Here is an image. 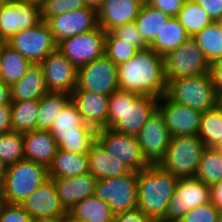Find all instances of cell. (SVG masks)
I'll list each match as a JSON object with an SVG mask.
<instances>
[{
    "mask_svg": "<svg viewBox=\"0 0 222 222\" xmlns=\"http://www.w3.org/2000/svg\"><path fill=\"white\" fill-rule=\"evenodd\" d=\"M117 72L120 90L158 99L166 94L163 56L150 47L139 50L127 62L118 65Z\"/></svg>",
    "mask_w": 222,
    "mask_h": 222,
    "instance_id": "cell-1",
    "label": "cell"
},
{
    "mask_svg": "<svg viewBox=\"0 0 222 222\" xmlns=\"http://www.w3.org/2000/svg\"><path fill=\"white\" fill-rule=\"evenodd\" d=\"M158 98L116 90L109 95L108 128L137 136L147 120L158 109Z\"/></svg>",
    "mask_w": 222,
    "mask_h": 222,
    "instance_id": "cell-2",
    "label": "cell"
},
{
    "mask_svg": "<svg viewBox=\"0 0 222 222\" xmlns=\"http://www.w3.org/2000/svg\"><path fill=\"white\" fill-rule=\"evenodd\" d=\"M178 180L160 165L137 172L138 208L153 222L164 220Z\"/></svg>",
    "mask_w": 222,
    "mask_h": 222,
    "instance_id": "cell-3",
    "label": "cell"
},
{
    "mask_svg": "<svg viewBox=\"0 0 222 222\" xmlns=\"http://www.w3.org/2000/svg\"><path fill=\"white\" fill-rule=\"evenodd\" d=\"M49 132L59 149L76 154H87L96 140V130L83 121L72 100L58 114Z\"/></svg>",
    "mask_w": 222,
    "mask_h": 222,
    "instance_id": "cell-4",
    "label": "cell"
},
{
    "mask_svg": "<svg viewBox=\"0 0 222 222\" xmlns=\"http://www.w3.org/2000/svg\"><path fill=\"white\" fill-rule=\"evenodd\" d=\"M166 81V95L179 104L201 113L218 105L219 97L210 72Z\"/></svg>",
    "mask_w": 222,
    "mask_h": 222,
    "instance_id": "cell-5",
    "label": "cell"
},
{
    "mask_svg": "<svg viewBox=\"0 0 222 222\" xmlns=\"http://www.w3.org/2000/svg\"><path fill=\"white\" fill-rule=\"evenodd\" d=\"M48 179V168L30 159L24 158L7 166V172L1 185L6 202L20 204Z\"/></svg>",
    "mask_w": 222,
    "mask_h": 222,
    "instance_id": "cell-6",
    "label": "cell"
},
{
    "mask_svg": "<svg viewBox=\"0 0 222 222\" xmlns=\"http://www.w3.org/2000/svg\"><path fill=\"white\" fill-rule=\"evenodd\" d=\"M205 148L199 136H172L158 165L178 179L195 177Z\"/></svg>",
    "mask_w": 222,
    "mask_h": 222,
    "instance_id": "cell-7",
    "label": "cell"
},
{
    "mask_svg": "<svg viewBox=\"0 0 222 222\" xmlns=\"http://www.w3.org/2000/svg\"><path fill=\"white\" fill-rule=\"evenodd\" d=\"M95 196L107 202L114 214L138 208L137 172L98 180Z\"/></svg>",
    "mask_w": 222,
    "mask_h": 222,
    "instance_id": "cell-8",
    "label": "cell"
},
{
    "mask_svg": "<svg viewBox=\"0 0 222 222\" xmlns=\"http://www.w3.org/2000/svg\"><path fill=\"white\" fill-rule=\"evenodd\" d=\"M163 59L166 80H176L210 72V64L193 37H190L177 49L167 53Z\"/></svg>",
    "mask_w": 222,
    "mask_h": 222,
    "instance_id": "cell-9",
    "label": "cell"
},
{
    "mask_svg": "<svg viewBox=\"0 0 222 222\" xmlns=\"http://www.w3.org/2000/svg\"><path fill=\"white\" fill-rule=\"evenodd\" d=\"M211 186L191 177L178 180L162 222H178L190 210L211 202Z\"/></svg>",
    "mask_w": 222,
    "mask_h": 222,
    "instance_id": "cell-10",
    "label": "cell"
},
{
    "mask_svg": "<svg viewBox=\"0 0 222 222\" xmlns=\"http://www.w3.org/2000/svg\"><path fill=\"white\" fill-rule=\"evenodd\" d=\"M6 43L33 64H40L48 54L57 49V43L45 21L35 27L20 30Z\"/></svg>",
    "mask_w": 222,
    "mask_h": 222,
    "instance_id": "cell-11",
    "label": "cell"
},
{
    "mask_svg": "<svg viewBox=\"0 0 222 222\" xmlns=\"http://www.w3.org/2000/svg\"><path fill=\"white\" fill-rule=\"evenodd\" d=\"M106 32L98 26L57 44V49L79 69L104 55Z\"/></svg>",
    "mask_w": 222,
    "mask_h": 222,
    "instance_id": "cell-12",
    "label": "cell"
},
{
    "mask_svg": "<svg viewBox=\"0 0 222 222\" xmlns=\"http://www.w3.org/2000/svg\"><path fill=\"white\" fill-rule=\"evenodd\" d=\"M75 89L110 95L119 89L117 65L104 54L80 67Z\"/></svg>",
    "mask_w": 222,
    "mask_h": 222,
    "instance_id": "cell-13",
    "label": "cell"
},
{
    "mask_svg": "<svg viewBox=\"0 0 222 222\" xmlns=\"http://www.w3.org/2000/svg\"><path fill=\"white\" fill-rule=\"evenodd\" d=\"M96 140L107 152L122 160L131 171L138 172L149 166L135 136L107 127L96 130Z\"/></svg>",
    "mask_w": 222,
    "mask_h": 222,
    "instance_id": "cell-14",
    "label": "cell"
},
{
    "mask_svg": "<svg viewBox=\"0 0 222 222\" xmlns=\"http://www.w3.org/2000/svg\"><path fill=\"white\" fill-rule=\"evenodd\" d=\"M141 153L149 165H158L168 149L171 135L157 109L136 136Z\"/></svg>",
    "mask_w": 222,
    "mask_h": 222,
    "instance_id": "cell-15",
    "label": "cell"
},
{
    "mask_svg": "<svg viewBox=\"0 0 222 222\" xmlns=\"http://www.w3.org/2000/svg\"><path fill=\"white\" fill-rule=\"evenodd\" d=\"M48 92L71 95L77 84V68L58 49L48 54L40 63Z\"/></svg>",
    "mask_w": 222,
    "mask_h": 222,
    "instance_id": "cell-16",
    "label": "cell"
},
{
    "mask_svg": "<svg viewBox=\"0 0 222 222\" xmlns=\"http://www.w3.org/2000/svg\"><path fill=\"white\" fill-rule=\"evenodd\" d=\"M158 110L172 136H198L202 113L171 100L166 94L159 98Z\"/></svg>",
    "mask_w": 222,
    "mask_h": 222,
    "instance_id": "cell-17",
    "label": "cell"
},
{
    "mask_svg": "<svg viewBox=\"0 0 222 222\" xmlns=\"http://www.w3.org/2000/svg\"><path fill=\"white\" fill-rule=\"evenodd\" d=\"M42 22L41 10L19 0H11L0 7V37L9 40L20 30Z\"/></svg>",
    "mask_w": 222,
    "mask_h": 222,
    "instance_id": "cell-18",
    "label": "cell"
},
{
    "mask_svg": "<svg viewBox=\"0 0 222 222\" xmlns=\"http://www.w3.org/2000/svg\"><path fill=\"white\" fill-rule=\"evenodd\" d=\"M46 23L58 44L64 39L73 37L74 35L96 29L98 27L97 11L85 7L51 17Z\"/></svg>",
    "mask_w": 222,
    "mask_h": 222,
    "instance_id": "cell-19",
    "label": "cell"
},
{
    "mask_svg": "<svg viewBox=\"0 0 222 222\" xmlns=\"http://www.w3.org/2000/svg\"><path fill=\"white\" fill-rule=\"evenodd\" d=\"M70 97L87 125L95 130L108 127L109 95L74 89Z\"/></svg>",
    "mask_w": 222,
    "mask_h": 222,
    "instance_id": "cell-20",
    "label": "cell"
},
{
    "mask_svg": "<svg viewBox=\"0 0 222 222\" xmlns=\"http://www.w3.org/2000/svg\"><path fill=\"white\" fill-rule=\"evenodd\" d=\"M20 205L33 220L66 214L51 178L35 189Z\"/></svg>",
    "mask_w": 222,
    "mask_h": 222,
    "instance_id": "cell-21",
    "label": "cell"
},
{
    "mask_svg": "<svg viewBox=\"0 0 222 222\" xmlns=\"http://www.w3.org/2000/svg\"><path fill=\"white\" fill-rule=\"evenodd\" d=\"M145 3V0H103L97 10V21L105 32L115 27L132 23Z\"/></svg>",
    "mask_w": 222,
    "mask_h": 222,
    "instance_id": "cell-22",
    "label": "cell"
},
{
    "mask_svg": "<svg viewBox=\"0 0 222 222\" xmlns=\"http://www.w3.org/2000/svg\"><path fill=\"white\" fill-rule=\"evenodd\" d=\"M97 181L90 172L75 177L53 179L60 204L66 212L81 200L95 195Z\"/></svg>",
    "mask_w": 222,
    "mask_h": 222,
    "instance_id": "cell-23",
    "label": "cell"
},
{
    "mask_svg": "<svg viewBox=\"0 0 222 222\" xmlns=\"http://www.w3.org/2000/svg\"><path fill=\"white\" fill-rule=\"evenodd\" d=\"M87 154L89 172L98 180L114 178L131 172L122 160L107 152L97 140L91 144Z\"/></svg>",
    "mask_w": 222,
    "mask_h": 222,
    "instance_id": "cell-24",
    "label": "cell"
},
{
    "mask_svg": "<svg viewBox=\"0 0 222 222\" xmlns=\"http://www.w3.org/2000/svg\"><path fill=\"white\" fill-rule=\"evenodd\" d=\"M24 158L48 168L58 146L49 130H33L23 133Z\"/></svg>",
    "mask_w": 222,
    "mask_h": 222,
    "instance_id": "cell-25",
    "label": "cell"
},
{
    "mask_svg": "<svg viewBox=\"0 0 222 222\" xmlns=\"http://www.w3.org/2000/svg\"><path fill=\"white\" fill-rule=\"evenodd\" d=\"M10 87L12 102L40 100L48 92L42 65L32 63L25 76Z\"/></svg>",
    "mask_w": 222,
    "mask_h": 222,
    "instance_id": "cell-26",
    "label": "cell"
},
{
    "mask_svg": "<svg viewBox=\"0 0 222 222\" xmlns=\"http://www.w3.org/2000/svg\"><path fill=\"white\" fill-rule=\"evenodd\" d=\"M88 172V154H76L59 148L48 167V175L51 179L75 177Z\"/></svg>",
    "mask_w": 222,
    "mask_h": 222,
    "instance_id": "cell-27",
    "label": "cell"
},
{
    "mask_svg": "<svg viewBox=\"0 0 222 222\" xmlns=\"http://www.w3.org/2000/svg\"><path fill=\"white\" fill-rule=\"evenodd\" d=\"M31 62L7 43L0 53V79L9 86L22 79Z\"/></svg>",
    "mask_w": 222,
    "mask_h": 222,
    "instance_id": "cell-28",
    "label": "cell"
},
{
    "mask_svg": "<svg viewBox=\"0 0 222 222\" xmlns=\"http://www.w3.org/2000/svg\"><path fill=\"white\" fill-rule=\"evenodd\" d=\"M189 38L190 36L179 22V19L171 17L149 47L164 57L167 53L177 49Z\"/></svg>",
    "mask_w": 222,
    "mask_h": 222,
    "instance_id": "cell-29",
    "label": "cell"
},
{
    "mask_svg": "<svg viewBox=\"0 0 222 222\" xmlns=\"http://www.w3.org/2000/svg\"><path fill=\"white\" fill-rule=\"evenodd\" d=\"M72 216L85 222H114L115 214L107 202L95 195L81 200L69 211Z\"/></svg>",
    "mask_w": 222,
    "mask_h": 222,
    "instance_id": "cell-30",
    "label": "cell"
},
{
    "mask_svg": "<svg viewBox=\"0 0 222 222\" xmlns=\"http://www.w3.org/2000/svg\"><path fill=\"white\" fill-rule=\"evenodd\" d=\"M170 18L171 16L145 2L134 23L145 42L150 45Z\"/></svg>",
    "mask_w": 222,
    "mask_h": 222,
    "instance_id": "cell-31",
    "label": "cell"
},
{
    "mask_svg": "<svg viewBox=\"0 0 222 222\" xmlns=\"http://www.w3.org/2000/svg\"><path fill=\"white\" fill-rule=\"evenodd\" d=\"M12 131L26 133L37 129L39 100L11 102Z\"/></svg>",
    "mask_w": 222,
    "mask_h": 222,
    "instance_id": "cell-32",
    "label": "cell"
},
{
    "mask_svg": "<svg viewBox=\"0 0 222 222\" xmlns=\"http://www.w3.org/2000/svg\"><path fill=\"white\" fill-rule=\"evenodd\" d=\"M70 100L71 97L68 94L47 92L39 100L37 130H49L58 114Z\"/></svg>",
    "mask_w": 222,
    "mask_h": 222,
    "instance_id": "cell-33",
    "label": "cell"
},
{
    "mask_svg": "<svg viewBox=\"0 0 222 222\" xmlns=\"http://www.w3.org/2000/svg\"><path fill=\"white\" fill-rule=\"evenodd\" d=\"M198 136L206 147L222 146V108L219 105L202 113Z\"/></svg>",
    "mask_w": 222,
    "mask_h": 222,
    "instance_id": "cell-34",
    "label": "cell"
},
{
    "mask_svg": "<svg viewBox=\"0 0 222 222\" xmlns=\"http://www.w3.org/2000/svg\"><path fill=\"white\" fill-rule=\"evenodd\" d=\"M195 178L210 186L222 180V148L204 149Z\"/></svg>",
    "mask_w": 222,
    "mask_h": 222,
    "instance_id": "cell-35",
    "label": "cell"
},
{
    "mask_svg": "<svg viewBox=\"0 0 222 222\" xmlns=\"http://www.w3.org/2000/svg\"><path fill=\"white\" fill-rule=\"evenodd\" d=\"M193 39L210 65L222 59V31L216 22L207 25L202 31L195 34Z\"/></svg>",
    "mask_w": 222,
    "mask_h": 222,
    "instance_id": "cell-36",
    "label": "cell"
},
{
    "mask_svg": "<svg viewBox=\"0 0 222 222\" xmlns=\"http://www.w3.org/2000/svg\"><path fill=\"white\" fill-rule=\"evenodd\" d=\"M177 18L190 37H193L213 22L208 13L194 0L185 1Z\"/></svg>",
    "mask_w": 222,
    "mask_h": 222,
    "instance_id": "cell-37",
    "label": "cell"
},
{
    "mask_svg": "<svg viewBox=\"0 0 222 222\" xmlns=\"http://www.w3.org/2000/svg\"><path fill=\"white\" fill-rule=\"evenodd\" d=\"M0 159L6 166L24 159L23 133L11 131L0 135Z\"/></svg>",
    "mask_w": 222,
    "mask_h": 222,
    "instance_id": "cell-38",
    "label": "cell"
},
{
    "mask_svg": "<svg viewBox=\"0 0 222 222\" xmlns=\"http://www.w3.org/2000/svg\"><path fill=\"white\" fill-rule=\"evenodd\" d=\"M139 50L122 39L113 37L106 32L104 54L117 66L127 62Z\"/></svg>",
    "mask_w": 222,
    "mask_h": 222,
    "instance_id": "cell-39",
    "label": "cell"
},
{
    "mask_svg": "<svg viewBox=\"0 0 222 222\" xmlns=\"http://www.w3.org/2000/svg\"><path fill=\"white\" fill-rule=\"evenodd\" d=\"M85 7L86 5L83 0H47L41 9V18L42 21L46 22L51 17Z\"/></svg>",
    "mask_w": 222,
    "mask_h": 222,
    "instance_id": "cell-40",
    "label": "cell"
},
{
    "mask_svg": "<svg viewBox=\"0 0 222 222\" xmlns=\"http://www.w3.org/2000/svg\"><path fill=\"white\" fill-rule=\"evenodd\" d=\"M109 33L115 38L129 42V44H132V46H135L138 50L149 47L134 22L115 27L111 29Z\"/></svg>",
    "mask_w": 222,
    "mask_h": 222,
    "instance_id": "cell-41",
    "label": "cell"
},
{
    "mask_svg": "<svg viewBox=\"0 0 222 222\" xmlns=\"http://www.w3.org/2000/svg\"><path fill=\"white\" fill-rule=\"evenodd\" d=\"M220 210L211 202L190 210L178 222H218Z\"/></svg>",
    "mask_w": 222,
    "mask_h": 222,
    "instance_id": "cell-42",
    "label": "cell"
},
{
    "mask_svg": "<svg viewBox=\"0 0 222 222\" xmlns=\"http://www.w3.org/2000/svg\"><path fill=\"white\" fill-rule=\"evenodd\" d=\"M32 220L20 204L7 203L0 212V222H32Z\"/></svg>",
    "mask_w": 222,
    "mask_h": 222,
    "instance_id": "cell-43",
    "label": "cell"
},
{
    "mask_svg": "<svg viewBox=\"0 0 222 222\" xmlns=\"http://www.w3.org/2000/svg\"><path fill=\"white\" fill-rule=\"evenodd\" d=\"M186 0H145V2L171 17H177Z\"/></svg>",
    "mask_w": 222,
    "mask_h": 222,
    "instance_id": "cell-44",
    "label": "cell"
},
{
    "mask_svg": "<svg viewBox=\"0 0 222 222\" xmlns=\"http://www.w3.org/2000/svg\"><path fill=\"white\" fill-rule=\"evenodd\" d=\"M114 222H153L139 208L115 214Z\"/></svg>",
    "mask_w": 222,
    "mask_h": 222,
    "instance_id": "cell-45",
    "label": "cell"
},
{
    "mask_svg": "<svg viewBox=\"0 0 222 222\" xmlns=\"http://www.w3.org/2000/svg\"><path fill=\"white\" fill-rule=\"evenodd\" d=\"M209 15L211 20L215 22L222 17V0H194Z\"/></svg>",
    "mask_w": 222,
    "mask_h": 222,
    "instance_id": "cell-46",
    "label": "cell"
},
{
    "mask_svg": "<svg viewBox=\"0 0 222 222\" xmlns=\"http://www.w3.org/2000/svg\"><path fill=\"white\" fill-rule=\"evenodd\" d=\"M210 74L215 91L219 97L222 95V59L217 60L210 65Z\"/></svg>",
    "mask_w": 222,
    "mask_h": 222,
    "instance_id": "cell-47",
    "label": "cell"
},
{
    "mask_svg": "<svg viewBox=\"0 0 222 222\" xmlns=\"http://www.w3.org/2000/svg\"><path fill=\"white\" fill-rule=\"evenodd\" d=\"M11 106L1 105L0 106V135L11 132Z\"/></svg>",
    "mask_w": 222,
    "mask_h": 222,
    "instance_id": "cell-48",
    "label": "cell"
},
{
    "mask_svg": "<svg viewBox=\"0 0 222 222\" xmlns=\"http://www.w3.org/2000/svg\"><path fill=\"white\" fill-rule=\"evenodd\" d=\"M211 195L212 203L222 211V180L211 186Z\"/></svg>",
    "mask_w": 222,
    "mask_h": 222,
    "instance_id": "cell-49",
    "label": "cell"
},
{
    "mask_svg": "<svg viewBox=\"0 0 222 222\" xmlns=\"http://www.w3.org/2000/svg\"><path fill=\"white\" fill-rule=\"evenodd\" d=\"M11 102V87L0 79V106L10 105Z\"/></svg>",
    "mask_w": 222,
    "mask_h": 222,
    "instance_id": "cell-50",
    "label": "cell"
},
{
    "mask_svg": "<svg viewBox=\"0 0 222 222\" xmlns=\"http://www.w3.org/2000/svg\"><path fill=\"white\" fill-rule=\"evenodd\" d=\"M66 214L54 217H47V218H39L32 220V222H65Z\"/></svg>",
    "mask_w": 222,
    "mask_h": 222,
    "instance_id": "cell-51",
    "label": "cell"
},
{
    "mask_svg": "<svg viewBox=\"0 0 222 222\" xmlns=\"http://www.w3.org/2000/svg\"><path fill=\"white\" fill-rule=\"evenodd\" d=\"M83 1L86 7L92 8L96 11L101 7L103 2V0H83Z\"/></svg>",
    "mask_w": 222,
    "mask_h": 222,
    "instance_id": "cell-52",
    "label": "cell"
},
{
    "mask_svg": "<svg viewBox=\"0 0 222 222\" xmlns=\"http://www.w3.org/2000/svg\"><path fill=\"white\" fill-rule=\"evenodd\" d=\"M19 1L27 3L31 6L37 7L41 10L47 0H19Z\"/></svg>",
    "mask_w": 222,
    "mask_h": 222,
    "instance_id": "cell-53",
    "label": "cell"
},
{
    "mask_svg": "<svg viewBox=\"0 0 222 222\" xmlns=\"http://www.w3.org/2000/svg\"><path fill=\"white\" fill-rule=\"evenodd\" d=\"M7 172V166L0 159V185H2Z\"/></svg>",
    "mask_w": 222,
    "mask_h": 222,
    "instance_id": "cell-54",
    "label": "cell"
},
{
    "mask_svg": "<svg viewBox=\"0 0 222 222\" xmlns=\"http://www.w3.org/2000/svg\"><path fill=\"white\" fill-rule=\"evenodd\" d=\"M65 222H85V221L77 219L76 217L72 216L69 212H66Z\"/></svg>",
    "mask_w": 222,
    "mask_h": 222,
    "instance_id": "cell-55",
    "label": "cell"
},
{
    "mask_svg": "<svg viewBox=\"0 0 222 222\" xmlns=\"http://www.w3.org/2000/svg\"><path fill=\"white\" fill-rule=\"evenodd\" d=\"M6 204L7 202L3 195L2 187H0V212L3 210Z\"/></svg>",
    "mask_w": 222,
    "mask_h": 222,
    "instance_id": "cell-56",
    "label": "cell"
},
{
    "mask_svg": "<svg viewBox=\"0 0 222 222\" xmlns=\"http://www.w3.org/2000/svg\"><path fill=\"white\" fill-rule=\"evenodd\" d=\"M5 44H6V41L2 37H0V53H1Z\"/></svg>",
    "mask_w": 222,
    "mask_h": 222,
    "instance_id": "cell-57",
    "label": "cell"
},
{
    "mask_svg": "<svg viewBox=\"0 0 222 222\" xmlns=\"http://www.w3.org/2000/svg\"><path fill=\"white\" fill-rule=\"evenodd\" d=\"M215 22L219 26L220 30L222 31V17L217 19Z\"/></svg>",
    "mask_w": 222,
    "mask_h": 222,
    "instance_id": "cell-58",
    "label": "cell"
},
{
    "mask_svg": "<svg viewBox=\"0 0 222 222\" xmlns=\"http://www.w3.org/2000/svg\"><path fill=\"white\" fill-rule=\"evenodd\" d=\"M11 0H0V7L6 5Z\"/></svg>",
    "mask_w": 222,
    "mask_h": 222,
    "instance_id": "cell-59",
    "label": "cell"
},
{
    "mask_svg": "<svg viewBox=\"0 0 222 222\" xmlns=\"http://www.w3.org/2000/svg\"><path fill=\"white\" fill-rule=\"evenodd\" d=\"M218 105L222 108V95L219 96Z\"/></svg>",
    "mask_w": 222,
    "mask_h": 222,
    "instance_id": "cell-60",
    "label": "cell"
},
{
    "mask_svg": "<svg viewBox=\"0 0 222 222\" xmlns=\"http://www.w3.org/2000/svg\"><path fill=\"white\" fill-rule=\"evenodd\" d=\"M218 222H222V211H220V213H219Z\"/></svg>",
    "mask_w": 222,
    "mask_h": 222,
    "instance_id": "cell-61",
    "label": "cell"
}]
</instances>
